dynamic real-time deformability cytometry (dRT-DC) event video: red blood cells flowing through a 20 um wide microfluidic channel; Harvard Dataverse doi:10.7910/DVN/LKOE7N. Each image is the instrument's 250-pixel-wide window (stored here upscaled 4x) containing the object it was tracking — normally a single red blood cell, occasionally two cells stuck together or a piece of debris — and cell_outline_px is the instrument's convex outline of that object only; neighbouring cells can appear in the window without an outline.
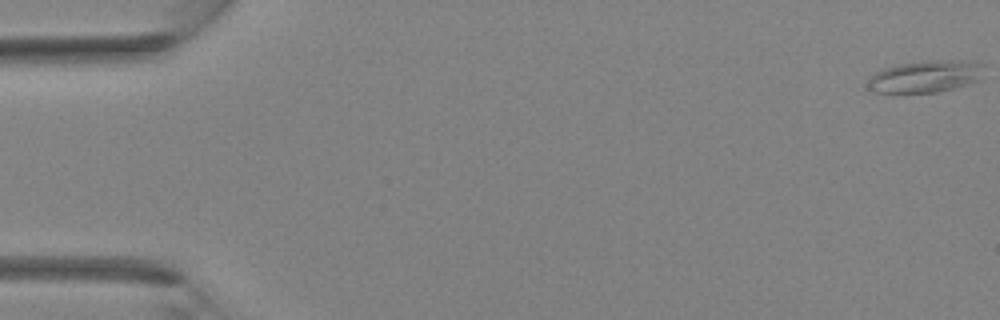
{"species": "Egyptian fruit bat (a non-hibernating species)", "species_latin": "Rousettus aegyptiacus", "temperature_condition": "room temperature", "stored_images_in_passage": 9, "camera_frame_rate_fps": 3000, "um_per_image_px": 0.085, "animal": {"sex": "female"}, "frame": {"image": 1, "passage_image": 1, "time_ms": 0.0, "image_size_px": [1000, 320], "cell_outline_px": [[984, 80], [936, 92], [876, 92], [868, 88], [868, 76], [884, 68], [900, 64], [932, 60], [972, 60], [984, 64]], "centroid_in_image_um": [78.75, 6.48], "position_along_channel_um": 6.2, "area_um2": 21.91}}